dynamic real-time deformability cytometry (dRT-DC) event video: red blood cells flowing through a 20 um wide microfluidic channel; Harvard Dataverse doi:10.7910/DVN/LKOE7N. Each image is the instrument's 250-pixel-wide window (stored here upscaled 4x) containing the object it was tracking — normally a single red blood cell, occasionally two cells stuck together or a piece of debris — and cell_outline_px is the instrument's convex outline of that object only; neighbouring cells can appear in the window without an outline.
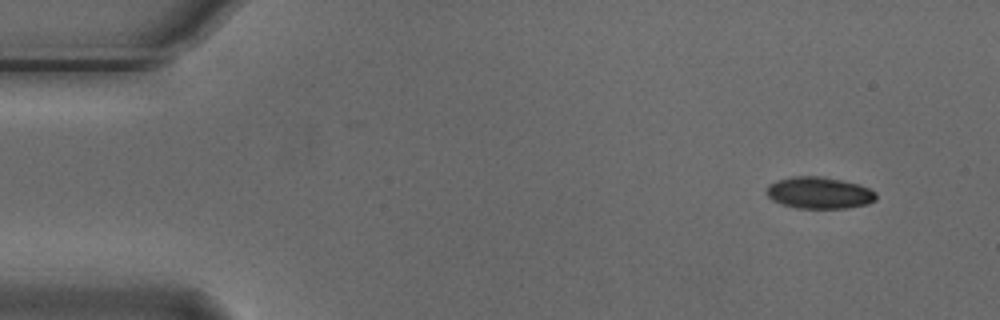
{"species": "Egyptian fruit bat (a non-hibernating species)", "species_latin": "Rousettus aegyptiacus", "temperature_condition": "cold", "stored_images_in_passage": 4, "camera_frame_rate_fps": 3000, "um_per_image_px": 0.085, "animal": {"sex": "male"}, "frame": {"image": 1, "passage_image": 1, "time_ms": 0.0, "image_size_px": [1000, 320], "cell_outline_px": [[876, 200], [868, 204], [848, 208], [796, 208], [780, 204], [772, 200], [764, 192], [768, 184], [776, 180], [792, 176], [824, 176], [844, 180], [860, 184], [876, 192]], "centroid_in_image_um": [69.61, 16.38], "position_along_channel_um": 15.4, "area_um2": 20.69}}
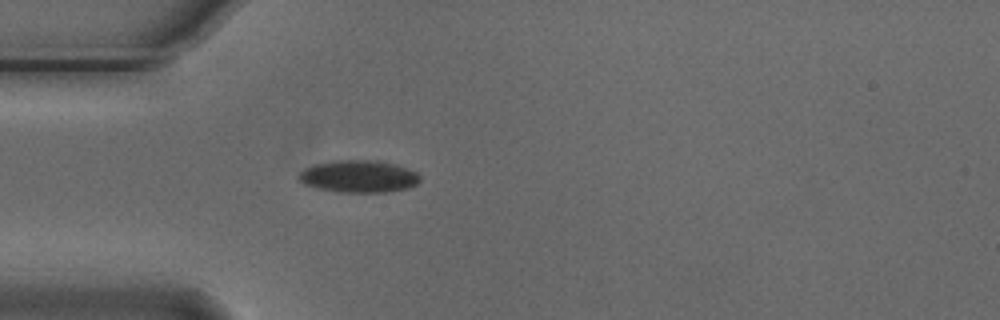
{"frame": {"image": 2, "passage_image": 4, "time_ms": 1.0, "image_size_px": [1000, 320], "cell_outline_px": [[420, 180], [416, 184], [408, 188], [384, 192], [340, 192], [316, 188], [304, 184], [300, 180], [300, 172], [304, 168], [316, 164], [332, 160], [376, 160], [396, 164], [416, 172], [420, 176]], "centroid_in_image_um": [30.49, 14.99], "position_along_channel_um": 54.5, "area_um2": 22.72}}